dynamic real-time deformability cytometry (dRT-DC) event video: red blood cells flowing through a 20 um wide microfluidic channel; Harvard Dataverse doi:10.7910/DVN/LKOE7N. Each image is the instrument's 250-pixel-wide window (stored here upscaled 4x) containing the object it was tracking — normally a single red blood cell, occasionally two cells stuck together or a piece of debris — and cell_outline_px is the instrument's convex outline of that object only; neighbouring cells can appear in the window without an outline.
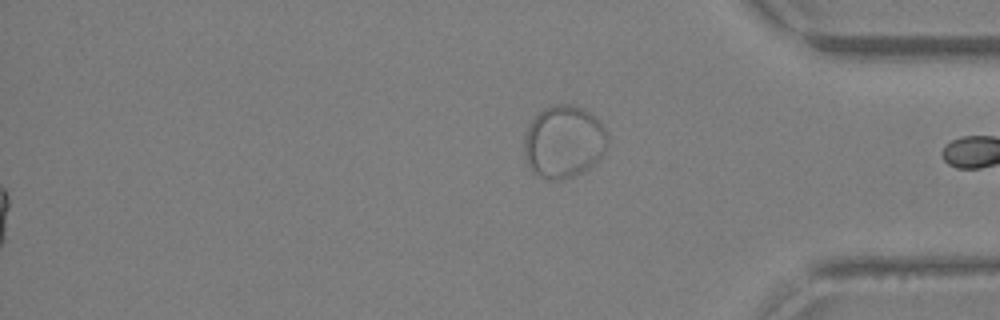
{"species": "Egyptian fruit bat (a non-hibernating species)", "species_latin": "Rousettus aegyptiacus", "temperature_condition": "warm", "stored_images_in_passage": 46, "segment_of_instrument_passage": [2, 2], "camera_frame_rate_fps": 3000, "um_per_image_px": 0.085, "animal": {"sex": "female"}, "frame": {"image": 1, "passage_image": 46, "time_ms": 15.0, "image_size_px": [1000, 320], "cell_outline_px": [[608, 144], [604, 152], [588, 168], [564, 180], [548, 180], [536, 176], [532, 172], [524, 156], [524, 136], [532, 120], [544, 108], [552, 104], [568, 104], [584, 108], [596, 116], [604, 124], [608, 132]], "centroid_in_image_um": [47.93, 12.04], "position_along_channel_um": 387.3, "area_um2": 35.66}}